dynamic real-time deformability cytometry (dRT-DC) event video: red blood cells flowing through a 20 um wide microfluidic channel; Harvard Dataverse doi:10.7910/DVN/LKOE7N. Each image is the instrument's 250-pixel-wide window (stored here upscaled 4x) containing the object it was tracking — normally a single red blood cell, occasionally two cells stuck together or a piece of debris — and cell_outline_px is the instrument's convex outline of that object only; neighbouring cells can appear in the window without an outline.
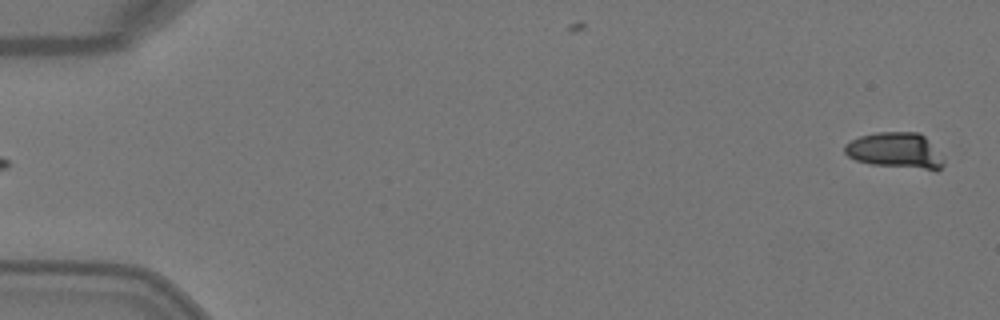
{"species": "Egyptian fruit bat (a non-hibernating species)", "species_latin": "Rousettus aegyptiacus", "temperature_condition": "warm", "stored_images_in_passage": 5, "segment_of_instrument_passage": [2, 2], "camera_frame_rate_fps": 3000, "um_per_image_px": 0.085, "animal": {"sex": "female"}, "frame": {"image": 1, "passage_image": 5, "time_ms": 1.333, "image_size_px": [1000, 320], "cell_outline_px": [[944, 164], [936, 172], [872, 164], [856, 160], [848, 156], [844, 152], [844, 144], [860, 136], [876, 132], [920, 132], [924, 136], [944, 160]], "centroid_in_image_um": [76.12, 12.82], "position_along_channel_um": 8.9, "area_um2": 20.81}}